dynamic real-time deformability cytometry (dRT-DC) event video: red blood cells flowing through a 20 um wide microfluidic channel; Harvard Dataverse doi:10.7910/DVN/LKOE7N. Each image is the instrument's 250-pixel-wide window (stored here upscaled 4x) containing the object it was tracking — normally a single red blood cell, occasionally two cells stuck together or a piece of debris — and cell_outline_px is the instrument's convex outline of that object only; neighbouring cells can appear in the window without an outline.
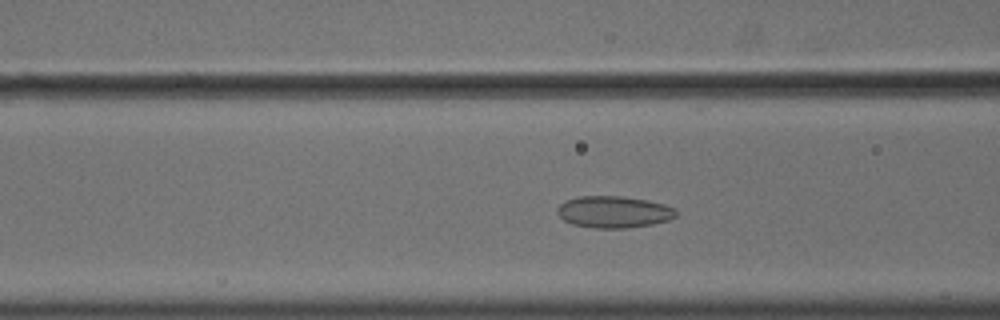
{"species": "common noctule bat (a hibernating species)", "species_latin": "Nyctalus noctula", "temperature_condition": "cold", "stored_images_in_passage": 52, "camera_frame_rate_fps": 3000, "um_per_image_px": 0.085, "animal": {"sex": "male", "body_mass_g": 18.8}, "frame": {"image": 1, "passage_image": 19, "time_ms": 6.0, "image_size_px": [1000, 320], "cell_outline_px": [[676, 216], [668, 220], [652, 224], [628, 228], [592, 228], [572, 224], [564, 220], [556, 212], [556, 208], [560, 204], [568, 200], [580, 196], [620, 196], [648, 200], [664, 204], [676, 208]], "centroid_in_image_um": [52.17, 18.01], "position_along_channel_um": 114.4, "area_um2": 22.02}}
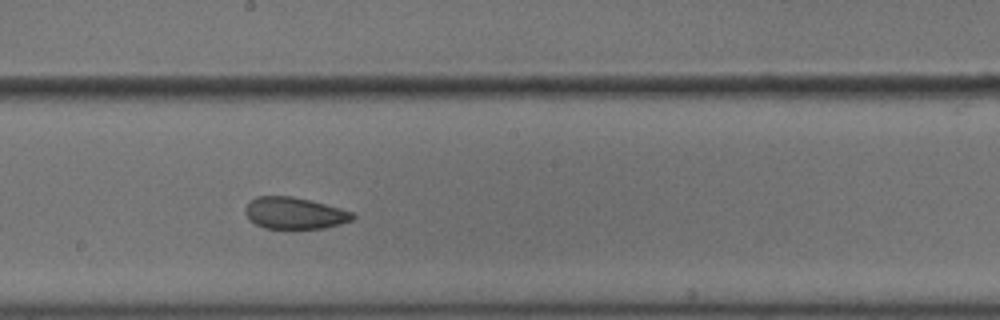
{"frame": {"image": 2, "passage_image": 28, "time_ms": 9.0, "image_size_px": [1000, 320], "cell_outline_px": [[356, 216], [352, 220], [340, 224], [324, 228], [264, 228], [256, 224], [244, 212], [244, 208], [256, 196], [292, 196], [340, 208], [352, 212]], "centroid_in_image_um": [25.04, 18.11], "position_along_channel_um": 223.2, "area_um2": 19.54}}
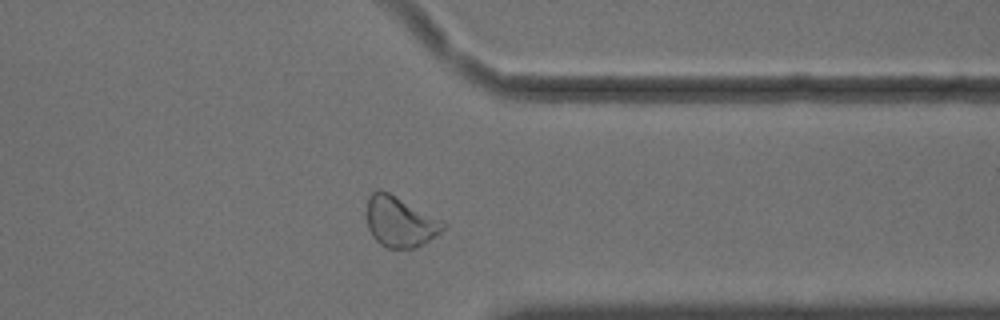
{"frame": {"image": 3, "passage_image": 41, "time_ms": 13.333, "image_size_px": [1000, 320], "cell_outline_px": [[448, 224], [440, 232], [428, 240], [412, 248], [388, 248], [380, 244], [372, 236], [368, 228], [368, 196], [372, 192], [388, 192]], "centroid_in_image_um": [33.98, 18.87], "position_along_channel_um": 377.4, "area_um2": 21.68}, "authors_computed_cell_mechanics": {"area_um2": 22.6865, "velocity_mm_per_s": 3.6118, "shape_relaxation_time_tau1_ms": null, "shape_relaxation_time_tau2_ms": 1.7453, "deformation_change_tau1": null, "deformation_change_tau2": 0.0789}}